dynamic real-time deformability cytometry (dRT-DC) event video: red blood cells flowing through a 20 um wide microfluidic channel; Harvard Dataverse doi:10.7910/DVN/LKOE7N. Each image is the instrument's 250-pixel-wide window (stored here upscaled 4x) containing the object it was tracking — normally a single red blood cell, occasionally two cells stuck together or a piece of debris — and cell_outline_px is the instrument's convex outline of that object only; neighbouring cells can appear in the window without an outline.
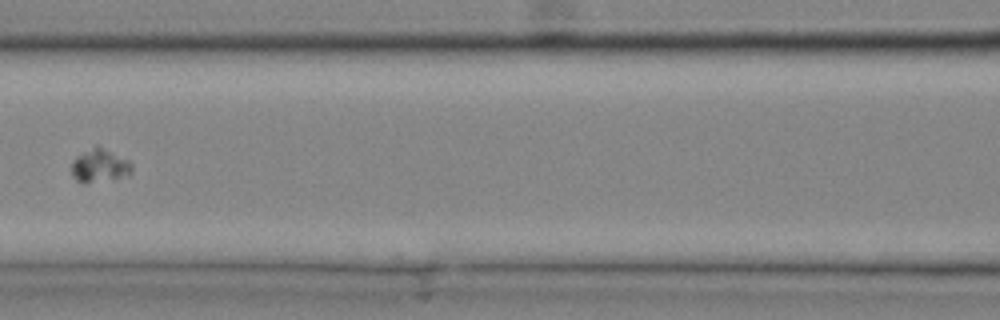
{"species": "common noctule bat (a hibernating species)", "species_latin": "Nyctalus noctula", "temperature_condition": "cold", "stored_images_in_passage": 27, "camera_frame_rate_fps": 3000, "um_per_image_px": 0.085, "animal": {"sex": "male", "body_mass_g": 20.4}, "frame": {"image": 1, "passage_image": 12, "time_ms": 3.667, "image_size_px": [1000, 320], "cell_outline_px": [[132, 172], [84, 184], [76, 180], [72, 176], [72, 160], [76, 156], [96, 144], [128, 160], [132, 164]], "centroid_in_image_um": [8.4, 14.04], "position_along_channel_um": 158.2, "area_um2": 11.33}}